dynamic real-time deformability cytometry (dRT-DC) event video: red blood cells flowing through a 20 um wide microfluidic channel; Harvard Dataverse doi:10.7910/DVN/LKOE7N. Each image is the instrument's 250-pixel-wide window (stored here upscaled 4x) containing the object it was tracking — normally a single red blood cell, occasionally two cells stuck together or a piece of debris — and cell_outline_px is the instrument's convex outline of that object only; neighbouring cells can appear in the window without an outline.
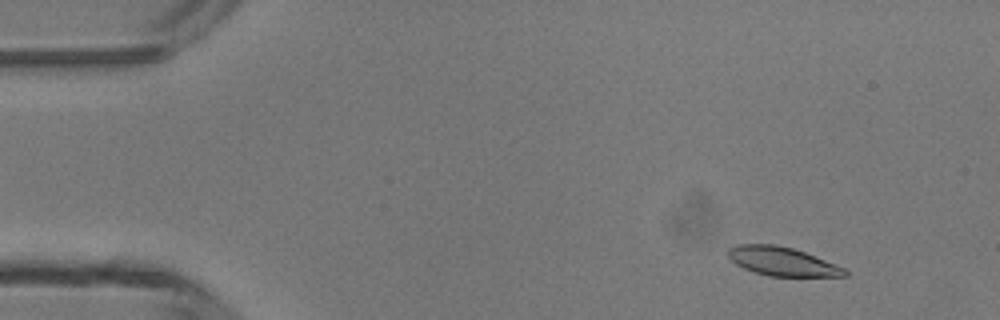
{"species": "common noctule bat (a hibernating species)", "species_latin": "Nyctalus noctula", "temperature_condition": "room temperature", "stored_images_in_passage": 6, "camera_frame_rate_fps": 3000, "um_per_image_px": 0.085, "animal": {"sex": "male", "body_mass_g": 13.3}, "frame": {"image": 1, "passage_image": 2, "time_ms": 1.0, "image_size_px": [1000, 320], "cell_outline_px": [[848, 276], [768, 276], [744, 268], [736, 264], [728, 256], [728, 248], [736, 244], [776, 244], [792, 248], [804, 252], [844, 268], [848, 272]], "centroid_in_image_um": [66.46, 22.21], "position_along_channel_um": 18.5, "area_um2": 19.31}}
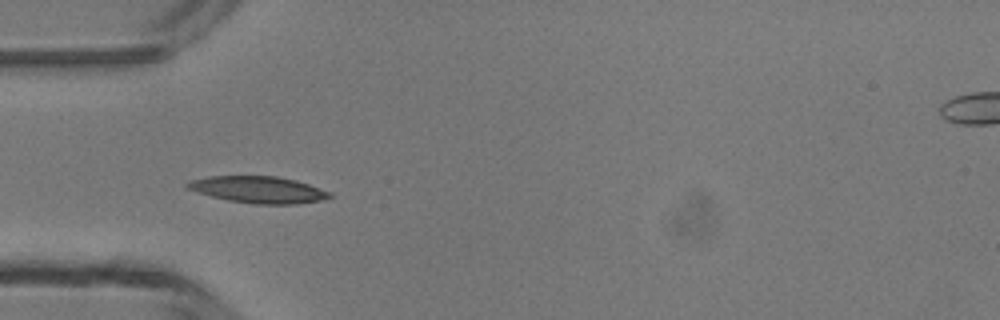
{"frame": {"image": 2, "passage_image": 5, "time_ms": 4.333, "image_size_px": [1000, 320], "cell_outline_px": [[332, 196], [324, 200], [296, 204], [256, 204], [228, 200], [196, 192], [184, 188], [184, 184], [188, 180], [208, 176], [276, 176], [296, 180], [332, 192]], "centroid_in_image_um": [21.93, 16.11], "position_along_channel_um": 63.1, "area_um2": 22.37}}
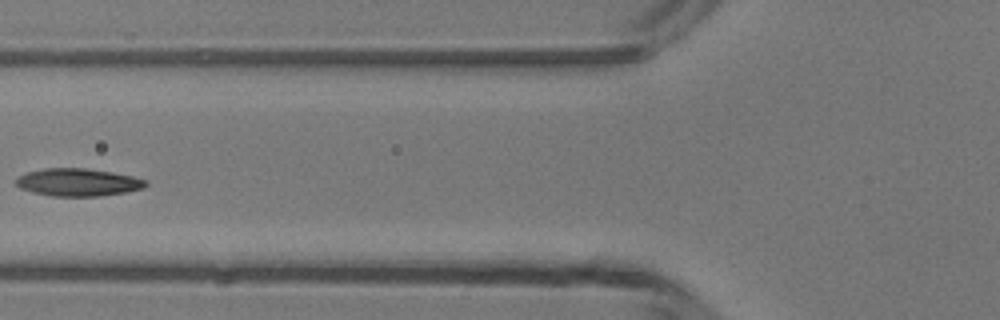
{"frame": {"image": 3, "passage_image": 6, "time_ms": 5.667, "image_size_px": [1000, 320], "cell_outline_px": [[148, 184], [144, 188], [124, 192], [100, 196], [52, 196], [32, 192], [20, 188], [16, 184], [16, 176], [28, 172], [44, 168], [88, 168], [112, 172], [132, 176], [148, 180]], "centroid_in_image_um": [6.63, 15.49], "position_along_channel_um": 119.2, "area_um2": 20.98}}